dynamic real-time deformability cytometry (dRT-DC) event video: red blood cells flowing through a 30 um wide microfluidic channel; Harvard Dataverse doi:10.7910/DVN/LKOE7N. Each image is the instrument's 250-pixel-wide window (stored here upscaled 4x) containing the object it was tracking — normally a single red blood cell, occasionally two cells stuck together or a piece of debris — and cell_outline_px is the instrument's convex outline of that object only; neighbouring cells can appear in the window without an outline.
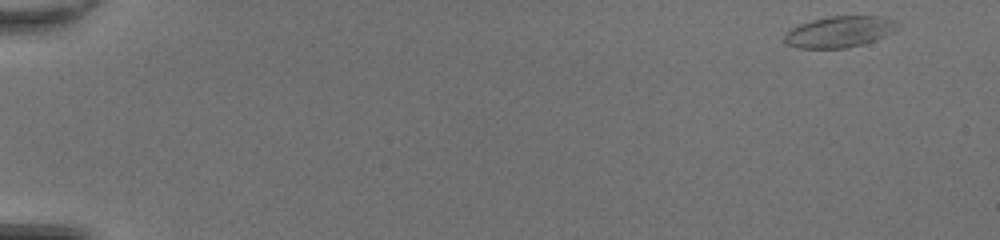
{"species": "common noctule bat (a hibernating species)", "species_latin": "Nyctalus noctula", "temperature_condition": "room temperature", "stored_images_in_passage": 48, "camera_frame_rate_fps": 3000, "um_per_image_px": 0.085, "animal": {"sex": "female", "body_mass_g": 20.0, "forearm_length_mm": 54.0}, "frame": {"image": 1, "passage_image": 1, "time_ms": 0.0, "image_size_px": [1000, 240], "cell_outline_px": [[900, 28], [876, 40], [864, 44], [848, 48], [796, 48], [788, 44], [784, 40], [784, 32], [800, 24], [812, 20], [828, 16], [884, 16], [900, 24]], "centroid_in_image_um": [71.37, 2.7], "position_along_channel_um": 13.6, "area_um2": 20.75}}
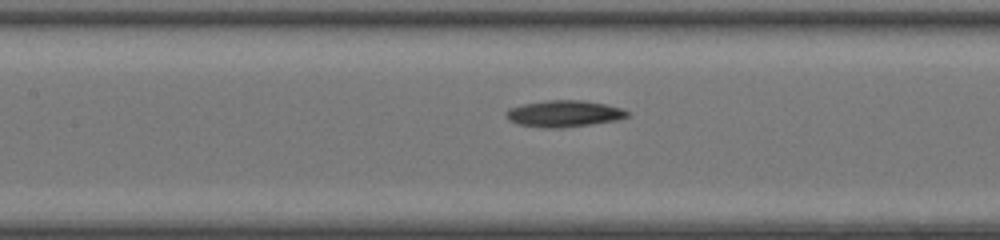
{"frame": {"image": 2, "passage_image": 23, "time_ms": 7.333, "image_size_px": [1000, 240], "cell_outline_px": [[628, 116], [616, 120], [592, 124], [560, 128], [544, 128], [516, 124], [508, 120], [504, 116], [504, 112], [508, 108], [524, 104], [548, 100], [584, 100], [624, 108], [628, 112]], "centroid_in_image_um": [47.89, 9.66], "position_along_channel_um": 159.5, "area_um2": 18.9}}
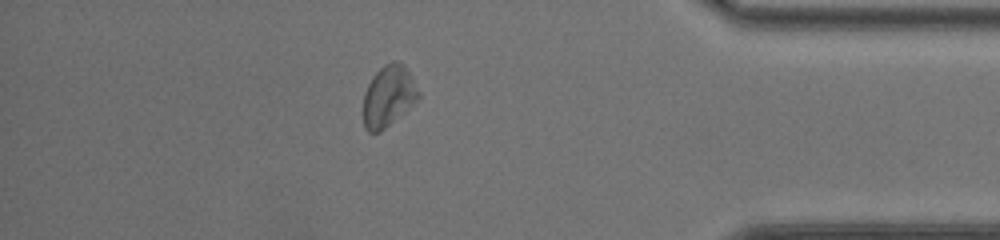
{"frame": {"image": 3, "passage_image": 42, "time_ms": 13.667, "image_size_px": [1000, 240], "cell_outline_px": [[420, 100], [380, 132], [368, 132], [364, 128], [364, 92], [372, 76], [384, 64], [392, 60], [400, 60], [404, 64], [420, 92]], "centroid_in_image_um": [33.04, 8.15], "position_along_channel_um": 402.2, "area_um2": 19.94}, "authors_computed_cell_mechanics": {"area_um2": 19.1318, "velocity_mm_per_s": 4.275, "shape_relaxation_time_tau1_ms": 1.4796, "shape_relaxation_time_tau2_ms": null, "deformation_change_tau1": 0.0841, "deformation_change_tau2": null}}